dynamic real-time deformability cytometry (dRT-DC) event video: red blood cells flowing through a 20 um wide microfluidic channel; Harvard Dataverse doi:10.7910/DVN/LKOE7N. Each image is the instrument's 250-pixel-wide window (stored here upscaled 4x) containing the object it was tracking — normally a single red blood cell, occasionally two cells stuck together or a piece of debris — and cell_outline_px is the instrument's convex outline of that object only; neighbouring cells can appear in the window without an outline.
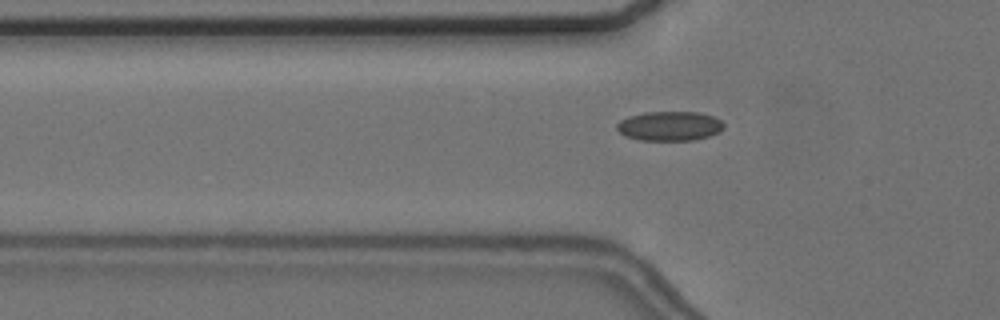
{"species": "common noctule bat (a hibernating species)", "species_latin": "Nyctalus noctula", "temperature_condition": "cold", "stored_images_in_passage": 57, "camera_frame_rate_fps": 3000, "um_per_image_px": 0.085, "animal": {"sex": "female", "body_mass_g": 24.6, "forearm_length_mm": 56.2}, "frame": {"image": 1, "passage_image": 19, "time_ms": 6.0, "image_size_px": [1000, 320], "cell_outline_px": [[724, 128], [720, 132], [708, 136], [692, 140], [640, 140], [624, 136], [616, 128], [616, 124], [620, 120], [628, 116], [644, 112], [700, 112], [712, 116], [720, 120], [724, 124]], "centroid_in_image_um": [56.9, 10.71], "position_along_channel_um": 68.9, "area_um2": 18.44}}
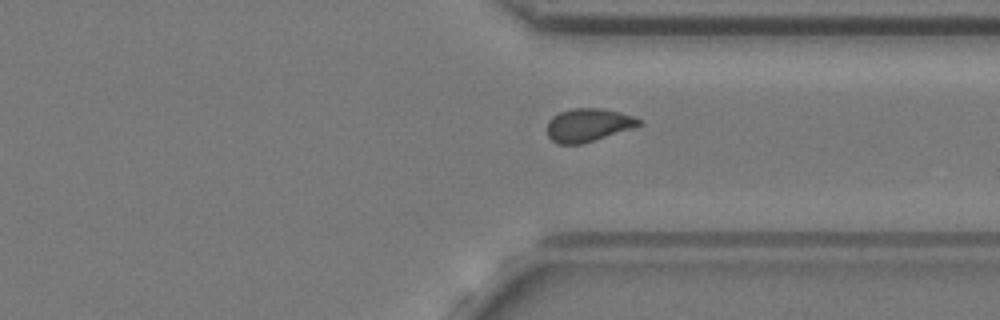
{"frame": {"image": 2, "passage_image": 43, "time_ms": 14.0, "image_size_px": [1000, 320], "cell_outline_px": [[644, 124], [636, 128], [580, 144], [556, 144], [548, 136], [548, 120], [552, 116], [560, 112], [572, 108], [600, 108], [620, 112], [632, 116], [640, 120]], "centroid_in_image_um": [50.02, 10.63], "position_along_channel_um": 361.4, "area_um2": 17.86}}
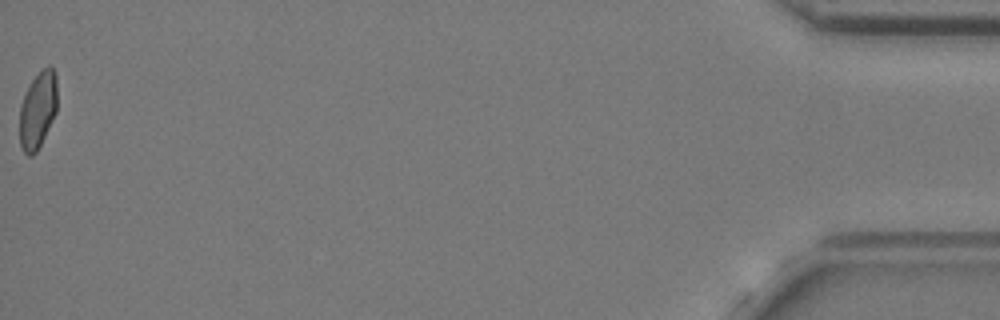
{"frame": {"image": 3, "passage_image": 57, "time_ms": 18.667, "image_size_px": [1000, 320], "cell_outline_px": [[56, 112], [36, 152], [32, 156], [28, 156], [24, 152], [20, 144], [20, 104], [32, 80], [48, 64], [56, 72]], "centroid_in_image_um": [3.21, 9.35], "position_along_channel_um": 432.0, "area_um2": 16.53}}